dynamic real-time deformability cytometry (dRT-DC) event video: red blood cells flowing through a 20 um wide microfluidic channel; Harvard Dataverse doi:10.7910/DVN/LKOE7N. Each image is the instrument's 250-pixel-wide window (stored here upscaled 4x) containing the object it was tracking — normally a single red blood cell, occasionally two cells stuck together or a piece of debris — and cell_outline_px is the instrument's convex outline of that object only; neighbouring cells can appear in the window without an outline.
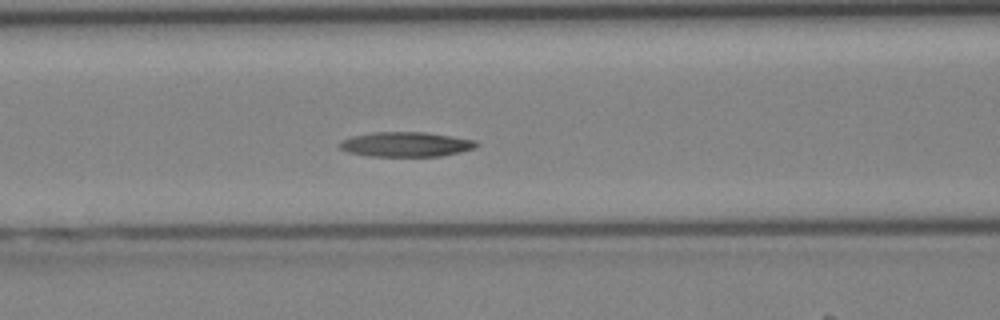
{"species": "Egyptian fruit bat (a non-hibernating species)", "species_latin": "Rousettus aegyptiacus", "temperature_condition": "cold", "stored_images_in_passage": 42, "camera_frame_rate_fps": 3000, "um_per_image_px": 0.085, "animal": {"sex": "female"}, "frame": {"image": 1, "passage_image": 18, "time_ms": 5.667, "image_size_px": [1000, 320], "cell_outline_px": [[480, 144], [476, 148], [460, 152], [440, 156], [368, 156], [348, 152], [340, 148], [340, 140], [352, 136], [372, 132], [424, 132], [476, 140]], "centroid_in_image_um": [34.51, 12.27], "position_along_channel_um": 132.1, "area_um2": 19.77}}
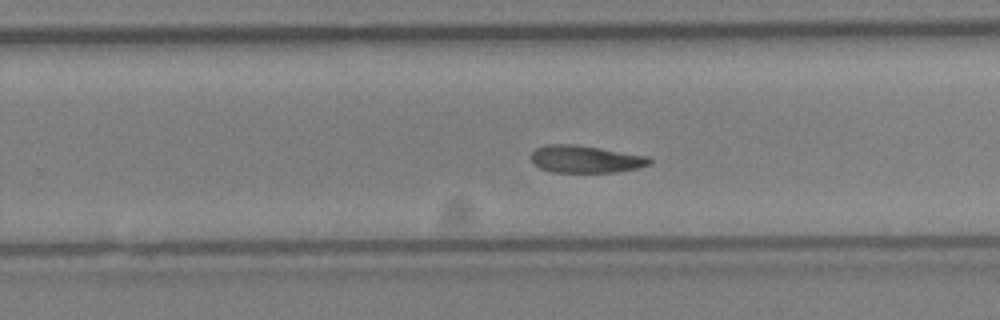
{"frame": {"image": 2, "passage_image": 27, "time_ms": 8.667, "image_size_px": [1000, 320], "cell_outline_px": [[652, 164], [640, 168], [616, 172], [552, 172], [540, 168], [532, 164], [528, 156], [536, 148], [548, 144], [572, 144], [600, 148], [648, 156], [652, 160]], "centroid_in_image_um": [49.75, 13.53], "position_along_channel_um": 280.1, "area_um2": 19.13}}
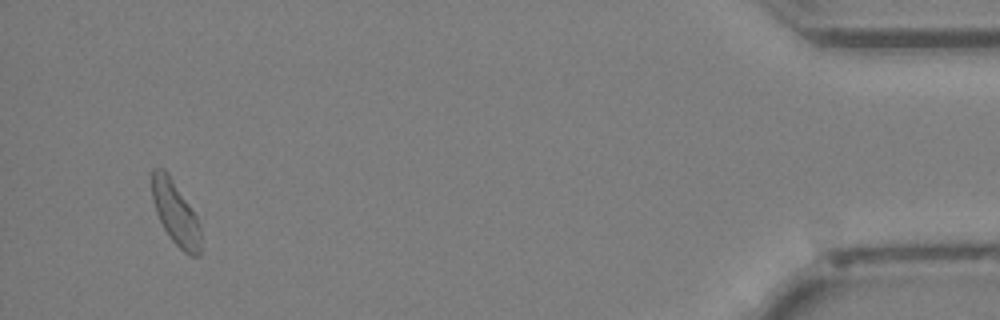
{"frame": {"image": 3, "passage_image": 40, "time_ms": 13.0, "image_size_px": [1000, 320], "cell_outline_px": [[200, 256], [188, 256], [172, 240], [164, 228], [156, 212], [152, 200], [152, 168], [164, 168], [168, 172], [196, 216], [200, 224]], "centroid_in_image_um": [14.91, 18.11], "position_along_channel_um": 420.3, "area_um2": 17.98}}